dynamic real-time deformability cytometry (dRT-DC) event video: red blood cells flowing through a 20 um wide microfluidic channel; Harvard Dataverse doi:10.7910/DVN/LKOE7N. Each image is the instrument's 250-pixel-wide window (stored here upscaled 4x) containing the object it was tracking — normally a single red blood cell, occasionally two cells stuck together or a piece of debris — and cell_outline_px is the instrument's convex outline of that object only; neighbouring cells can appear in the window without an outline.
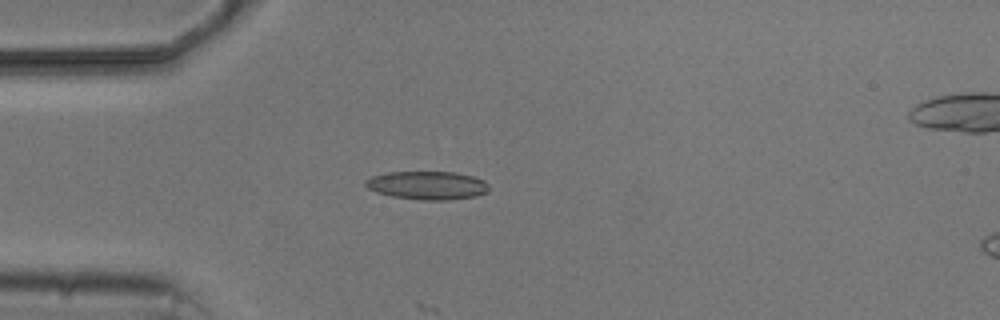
{"species": "common noctule bat (a hibernating species)", "species_latin": "Nyctalus noctula", "temperature_condition": "cold", "stored_images_in_passage": 3, "camera_frame_rate_fps": 3000, "um_per_image_px": 0.085, "animal": {"sex": "male", "body_mass_g": 20.5, "forearm_length_mm": 52.5}, "frame": {"image": 1, "passage_image": 2, "time_ms": 1.333, "image_size_px": [1000, 320], "cell_outline_px": [[488, 192], [476, 196], [448, 200], [420, 200], [392, 196], [376, 192], [368, 188], [364, 184], [364, 180], [372, 176], [388, 172], [456, 172], [472, 176], [484, 180], [488, 184]], "centroid_in_image_um": [36.32, 15.75], "position_along_channel_um": 48.7, "area_um2": 20.46}}